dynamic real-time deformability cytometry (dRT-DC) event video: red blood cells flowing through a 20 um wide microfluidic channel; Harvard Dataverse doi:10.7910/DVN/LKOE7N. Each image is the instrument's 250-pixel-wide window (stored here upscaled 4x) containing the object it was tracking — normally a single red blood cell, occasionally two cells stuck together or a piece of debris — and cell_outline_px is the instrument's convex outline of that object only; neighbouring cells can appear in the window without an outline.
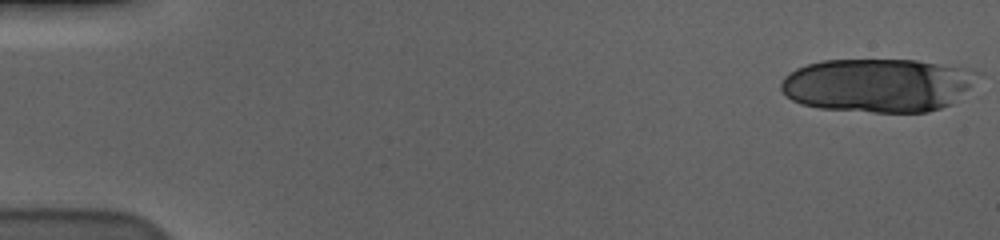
{"species": "human", "species_latin": "Homo sapiens", "temperature_condition": "cold", "stored_images_in_passage": 20, "camera_frame_rate_fps": 3000, "um_per_image_px": 0.085, "donor": {"sex": "male"}, "frame": {"image": 1, "passage_image": 1, "time_ms": 0.0, "image_size_px": [1000, 240], "cell_outline_px": [[984, 72], [952, 104], [928, 112], [872, 112], [820, 108], [800, 104], [784, 96], [780, 88], [780, 84], [784, 76], [788, 72], [796, 68], [820, 60], [916, 60], [972, 68]], "centroid_in_image_um": [74.62, 7.23], "position_along_channel_um": 10.4, "area_um2": 62.08}}